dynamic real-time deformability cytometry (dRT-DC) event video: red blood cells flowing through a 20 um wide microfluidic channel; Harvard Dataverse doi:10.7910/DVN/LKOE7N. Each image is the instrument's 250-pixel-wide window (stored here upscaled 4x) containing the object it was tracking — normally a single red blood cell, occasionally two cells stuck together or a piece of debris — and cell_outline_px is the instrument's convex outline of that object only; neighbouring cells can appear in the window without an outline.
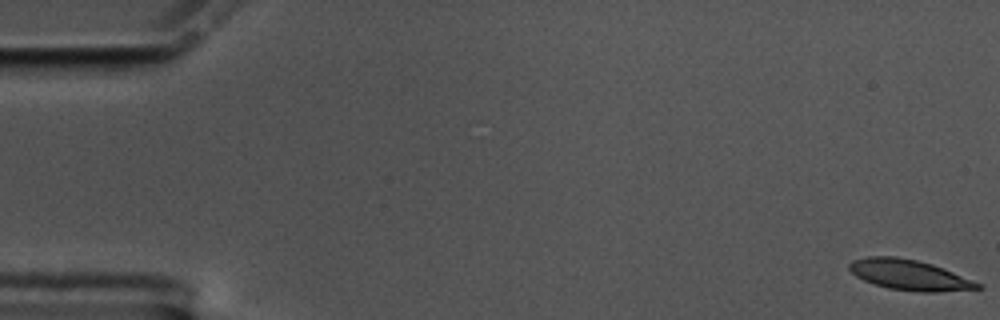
{"species": "common noctule bat (a hibernating species)", "species_latin": "Nyctalus noctula", "temperature_condition": "cold", "stored_images_in_passage": 57, "camera_frame_rate_fps": 3000, "um_per_image_px": 0.085, "animal": {"sex": "male", "body_mass_g": 17.5, "forearm_length_mm": 52.3}, "frame": {"image": 1, "passage_image": 1, "time_ms": 0.0, "image_size_px": [1000, 320], "cell_outline_px": [[984, 288], [936, 292], [920, 292], [888, 288], [864, 280], [856, 276], [848, 268], [848, 264], [852, 260], [868, 256], [896, 256], [916, 260], [932, 264], [984, 284]], "centroid_in_image_um": [77.31, 23.36], "position_along_channel_um": 7.7, "area_um2": 22.72}}
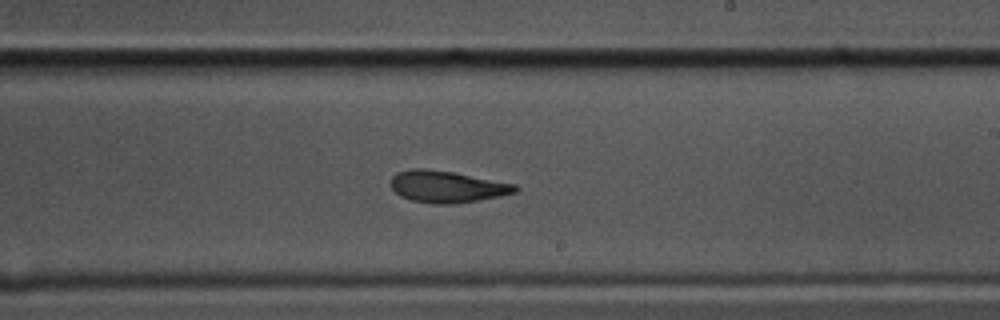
{"frame": {"image": 2, "passage_image": 34, "time_ms": 11.0, "image_size_px": [1000, 320], "cell_outline_px": [[520, 188], [516, 192], [500, 196], [452, 204], [436, 204], [412, 200], [400, 196], [392, 188], [392, 176], [396, 172], [412, 168], [424, 168], [452, 172], [516, 184]], "centroid_in_image_um": [37.99, 15.86], "position_along_channel_um": 251.0, "area_um2": 22.83}}
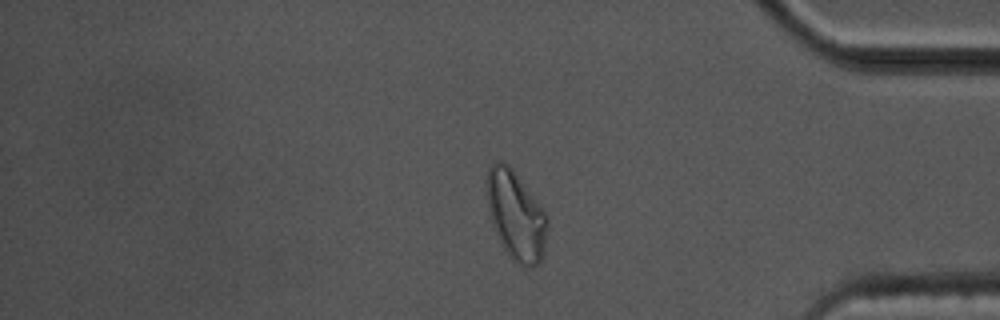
{"frame": {"image": 3, "passage_image": 48, "time_ms": 15.667, "image_size_px": [1000, 320], "cell_outline_px": [[548, 224], [544, 252], [540, 264], [528, 268], [516, 264], [508, 256], [492, 224], [488, 204], [488, 168], [496, 160], [500, 160], [508, 164], [512, 168], [544, 212], [548, 220]], "centroid_in_image_um": [43.87, 18.37], "position_along_channel_um": 391.3, "area_um2": 30.98}, "authors_computed_cell_mechanics": {"area_um2": 23.12, "velocity_mm_per_s": 3.5095, "shape_relaxation_time_tau1_ms": 4.7314, "shape_relaxation_time_tau2_ms": 4.7629, "deformation_change_tau1": 0.1786, "deformation_change_tau2": 0.1361}}